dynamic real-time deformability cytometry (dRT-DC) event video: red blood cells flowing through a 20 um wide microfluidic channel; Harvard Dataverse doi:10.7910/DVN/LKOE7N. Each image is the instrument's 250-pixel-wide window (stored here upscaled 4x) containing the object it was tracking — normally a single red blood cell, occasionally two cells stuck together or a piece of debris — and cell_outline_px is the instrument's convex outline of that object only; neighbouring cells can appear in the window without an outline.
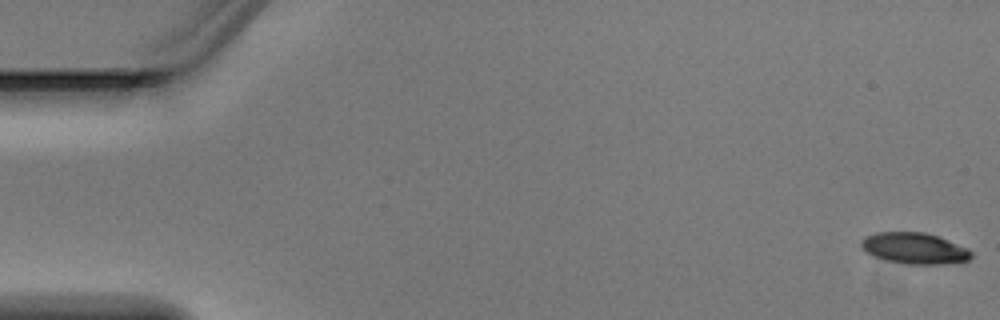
{"species": "Egyptian fruit bat (a non-hibernating species)", "species_latin": "Rousettus aegyptiacus", "temperature_condition": "warm", "stored_images_in_passage": 7, "camera_frame_rate_fps": 3000, "um_per_image_px": 0.085, "animal": {"sex": "male"}, "frame": {"image": 1, "passage_image": 1, "time_ms": 0.0, "image_size_px": [1000, 320], "cell_outline_px": [[972, 256], [968, 260], [944, 264], [904, 264], [872, 256], [864, 252], [860, 248], [860, 240], [864, 236], [876, 232], [924, 232], [936, 236], [968, 248], [972, 252]], "centroid_in_image_um": [77.66, 21.1], "position_along_channel_um": 7.3, "area_um2": 20.11}}
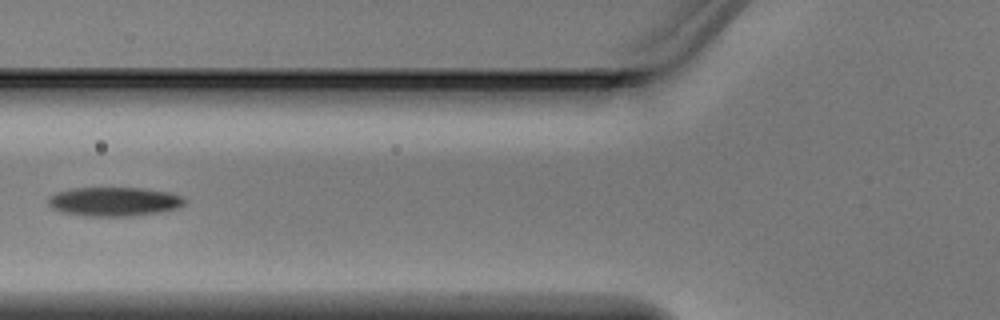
{"frame": {"image": 2, "passage_image": 6, "time_ms": 1.667, "image_size_px": [1000, 320], "cell_outline_px": [[184, 204], [176, 208], [160, 212], [128, 216], [84, 216], [60, 212], [52, 208], [48, 204], [48, 196], [56, 192], [72, 188], [140, 188], [168, 192], [180, 196], [184, 200]], "centroid_in_image_um": [9.62, 17.14], "position_along_channel_um": 116.2, "area_um2": 23.0}}
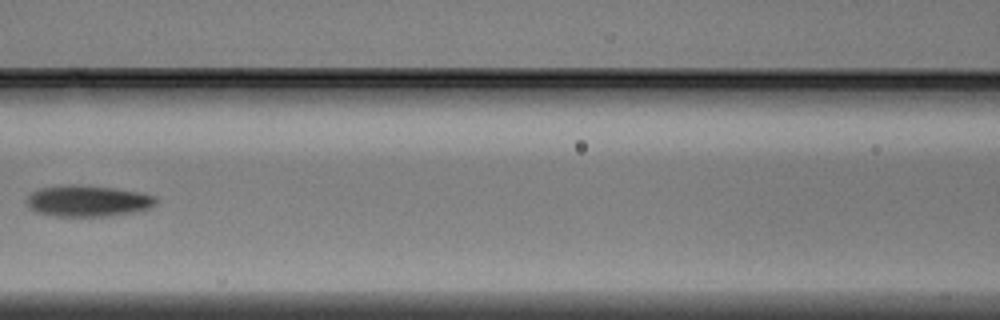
{"frame": {"image": 3, "passage_image": 7, "time_ms": 2.0, "image_size_px": [1000, 320], "cell_outline_px": [[156, 204], [148, 208], [128, 212], [104, 216], [52, 216], [36, 212], [28, 208], [28, 196], [32, 192], [40, 188], [64, 184], [72, 184], [112, 188], [140, 192], [152, 196], [156, 200]], "centroid_in_image_um": [7.38, 17.07], "position_along_channel_um": 159.2, "area_um2": 23.18}}